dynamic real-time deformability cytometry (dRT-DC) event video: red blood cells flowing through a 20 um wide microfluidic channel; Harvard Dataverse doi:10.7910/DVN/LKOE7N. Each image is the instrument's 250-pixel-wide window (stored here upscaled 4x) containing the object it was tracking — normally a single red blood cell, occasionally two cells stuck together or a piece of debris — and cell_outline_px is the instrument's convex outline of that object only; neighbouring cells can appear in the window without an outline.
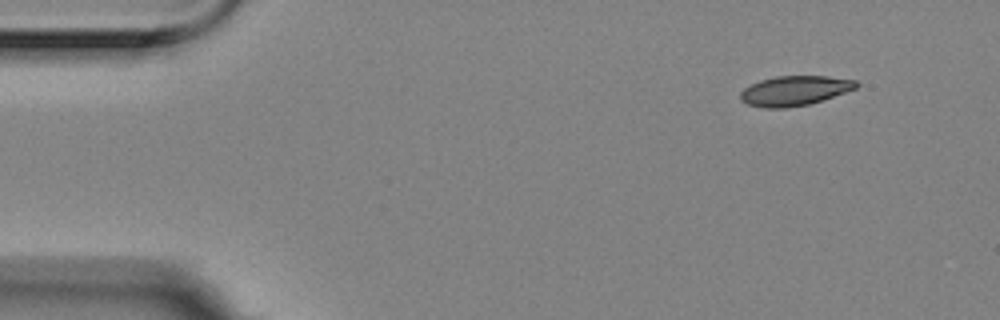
{"species": "Egyptian fruit bat (a non-hibernating species)", "species_latin": "Rousettus aegyptiacus", "temperature_condition": "room temperature", "stored_images_in_passage": 4, "camera_frame_rate_fps": 3000, "um_per_image_px": 0.085, "animal": {"sex": "female"}, "frame": {"image": 1, "passage_image": 1, "time_ms": 0.0, "image_size_px": [1000, 320], "cell_outline_px": [[860, 84], [856, 88], [824, 100], [808, 104], [784, 108], [764, 108], [748, 104], [740, 100], [740, 92], [744, 88], [760, 80], [776, 76], [828, 76], [856, 80]], "centroid_in_image_um": [67.55, 7.71], "position_along_channel_um": 17.5, "area_um2": 20.11}}